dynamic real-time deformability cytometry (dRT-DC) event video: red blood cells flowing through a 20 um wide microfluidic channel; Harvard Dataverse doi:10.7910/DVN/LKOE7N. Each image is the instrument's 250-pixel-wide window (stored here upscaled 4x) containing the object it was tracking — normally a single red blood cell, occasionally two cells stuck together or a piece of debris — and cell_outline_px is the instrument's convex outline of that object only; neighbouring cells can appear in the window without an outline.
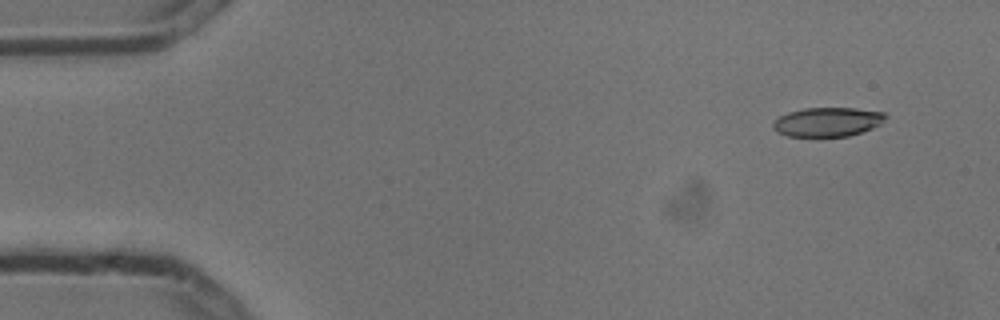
{"species": "common noctule bat (a hibernating species)", "species_latin": "Nyctalus noctula", "temperature_condition": "cold", "stored_images_in_passage": 5, "camera_frame_rate_fps": 3000, "um_per_image_px": 0.085, "animal": {"sex": "male", "body_mass_g": 13.3}, "frame": {"image": 1, "passage_image": 2, "time_ms": 0.333, "image_size_px": [1000, 320], "cell_outline_px": [[888, 116], [880, 124], [872, 128], [848, 136], [788, 136], [772, 128], [772, 124], [780, 116], [788, 112], [804, 108], [856, 108], [884, 112]], "centroid_in_image_um": [70.36, 10.35], "position_along_channel_um": 14.6, "area_um2": 18.96}}